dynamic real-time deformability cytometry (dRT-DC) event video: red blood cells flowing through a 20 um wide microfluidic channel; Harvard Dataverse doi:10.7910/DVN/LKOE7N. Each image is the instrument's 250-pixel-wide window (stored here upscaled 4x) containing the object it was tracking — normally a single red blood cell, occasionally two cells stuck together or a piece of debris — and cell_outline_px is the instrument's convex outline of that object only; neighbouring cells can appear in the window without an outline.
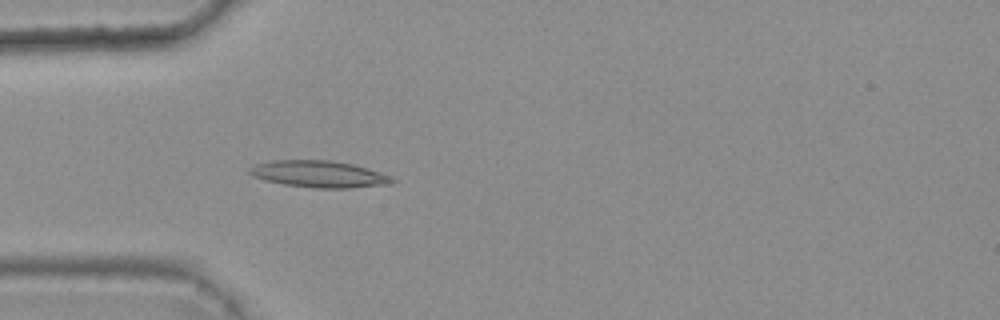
{"species": "common noctule bat (a hibernating species)", "species_latin": "Nyctalus noctula", "temperature_condition": "warm", "stored_images_in_passage": 5, "camera_frame_rate_fps": 3000, "um_per_image_px": 0.085, "animal": {"sex": "female", "body_mass_g": 25.1}, "frame": {"image": 1, "passage_image": 5, "time_ms": 1.333, "image_size_px": [1000, 320], "cell_outline_px": [[396, 180], [392, 184], [352, 188], [316, 188], [284, 184], [264, 180], [252, 176], [248, 172], [248, 168], [256, 164], [272, 160], [332, 160], [352, 164], [380, 172], [392, 176]], "centroid_in_image_um": [27.13, 14.8], "position_along_channel_um": 57.9, "area_um2": 22.37}}